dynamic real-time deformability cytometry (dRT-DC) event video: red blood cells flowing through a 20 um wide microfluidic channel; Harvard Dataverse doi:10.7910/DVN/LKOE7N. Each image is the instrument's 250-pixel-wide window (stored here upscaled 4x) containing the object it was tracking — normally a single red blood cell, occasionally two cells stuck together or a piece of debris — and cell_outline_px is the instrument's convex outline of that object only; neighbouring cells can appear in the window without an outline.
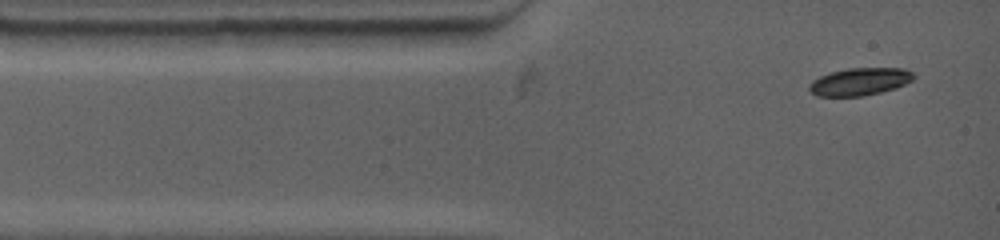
{"species": "common noctule bat (a hibernating species)", "species_latin": "Nyctalus noctula", "temperature_condition": "warm", "stored_images_in_passage": 24, "camera_frame_rate_fps": 4500, "um_per_image_px": 0.085, "animal": {"sex": "female", "body_mass_g": 19.0, "forearm_length_mm": 53.3}, "frame": {"image": 1, "passage_image": 1, "time_ms": 0.0, "image_size_px": [1000, 240], "cell_outline_px": [[916, 76], [912, 80], [896, 88], [864, 96], [816, 96], [808, 88], [808, 84], [812, 80], [820, 76], [832, 72], [848, 68], [904, 68], [912, 72]], "centroid_in_image_um": [73.08, 6.94], "position_along_channel_um": 11.9, "area_um2": 16.76}}
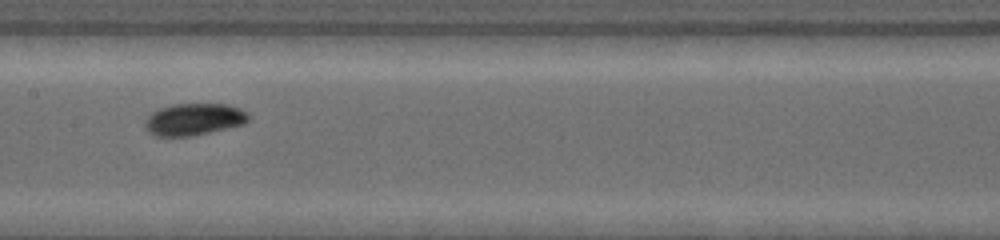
{"frame": {"image": 2, "passage_image": 13, "time_ms": 5.556, "image_size_px": [1000, 240], "cell_outline_px": [[248, 120], [244, 124], [192, 136], [152, 136], [144, 128], [144, 120], [152, 112], [160, 108], [172, 104], [228, 104], [240, 108], [248, 112]], "centroid_in_image_um": [16.45, 10.14], "position_along_channel_um": 191.0, "area_um2": 19.42}}
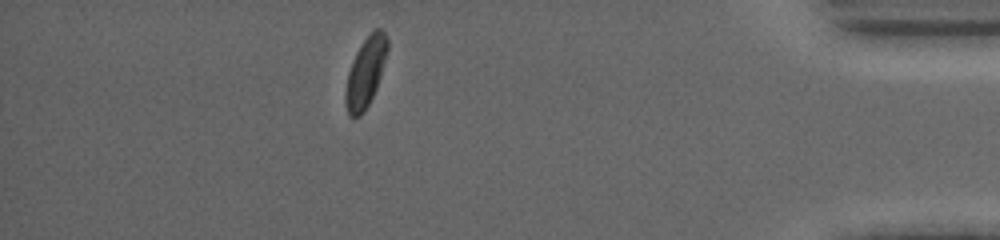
{"frame": {"image": 3, "passage_image": 24, "time_ms": 12.667, "image_size_px": [1000, 240], "cell_outline_px": [[388, 48], [380, 76], [376, 88], [364, 112], [360, 116], [348, 116], [344, 100], [344, 92], [348, 72], [356, 52], [364, 40], [376, 28], [380, 28], [384, 32], [388, 40]], "centroid_in_image_um": [31.05, 6.17], "position_along_channel_um": 404.2, "area_um2": 16.82}, "authors_computed_cell_mechanics": {"area_um2": 17.6579, "velocity_mm_per_s": 3.7909, "shape_relaxation_time_tau1_ms": 1.8741, "shape_relaxation_time_tau2_ms": null, "deformation_change_tau1": 0.1089, "deformation_change_tau2": null}}